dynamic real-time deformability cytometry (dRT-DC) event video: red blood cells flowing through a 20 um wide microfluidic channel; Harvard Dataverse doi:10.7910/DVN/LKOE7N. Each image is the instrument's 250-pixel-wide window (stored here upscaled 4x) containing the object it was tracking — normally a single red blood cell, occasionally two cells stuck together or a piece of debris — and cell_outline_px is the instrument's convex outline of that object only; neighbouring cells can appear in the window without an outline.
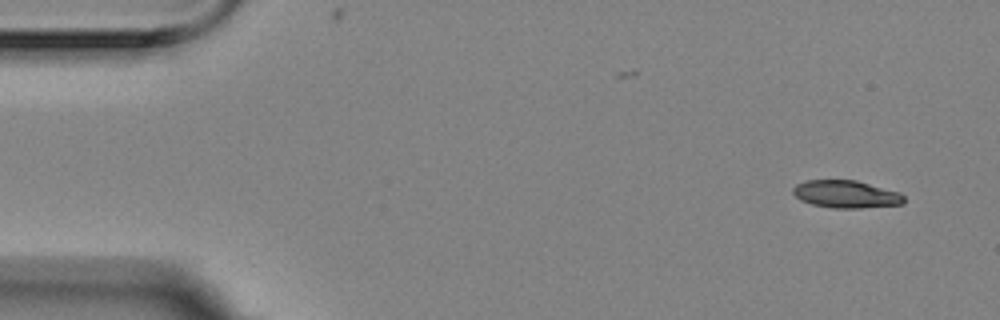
{"species": "Egyptian fruit bat (a non-hibernating species)", "species_latin": "Rousettus aegyptiacus", "temperature_condition": "room temperature", "stored_images_in_passage": 2, "camera_frame_rate_fps": 3000, "um_per_image_px": 0.085, "animal": {"sex": "female"}, "frame": {"image": 1, "passage_image": 2, "time_ms": 0.333, "image_size_px": [1000, 320], "cell_outline_px": [[904, 204], [860, 208], [832, 208], [812, 204], [800, 200], [792, 192], [792, 188], [796, 184], [804, 180], [856, 180], [900, 192], [904, 196]], "centroid_in_image_um": [71.9, 16.5], "position_along_channel_um": 13.1, "area_um2": 17.92}}